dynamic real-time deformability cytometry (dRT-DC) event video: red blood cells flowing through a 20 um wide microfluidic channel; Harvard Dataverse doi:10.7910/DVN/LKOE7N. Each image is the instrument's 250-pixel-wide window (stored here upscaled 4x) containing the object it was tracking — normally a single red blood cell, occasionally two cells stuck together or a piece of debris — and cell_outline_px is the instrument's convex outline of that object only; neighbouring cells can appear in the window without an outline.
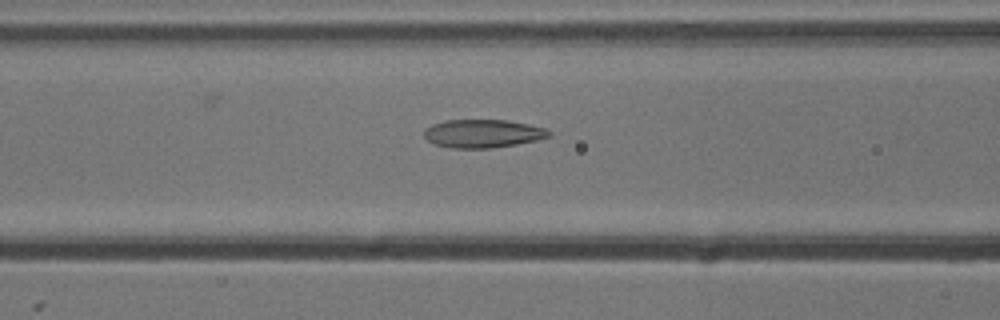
{"species": "common noctule bat (a hibernating species)", "species_latin": "Nyctalus noctula", "temperature_condition": "cold", "stored_images_in_passage": 41, "camera_frame_rate_fps": 3000, "um_per_image_px": 0.085, "animal": {"sex": "male", "body_mass_g": 13.3}, "frame": {"image": 1, "passage_image": 20, "time_ms": 6.333, "image_size_px": [1000, 320], "cell_outline_px": [[552, 136], [536, 140], [516, 144], [492, 148], [452, 148], [432, 144], [424, 136], [424, 128], [432, 124], [444, 120], [508, 120], [548, 128], [552, 132]], "centroid_in_image_um": [41.05, 11.35], "position_along_channel_um": 125.6, "area_um2": 20.81}}
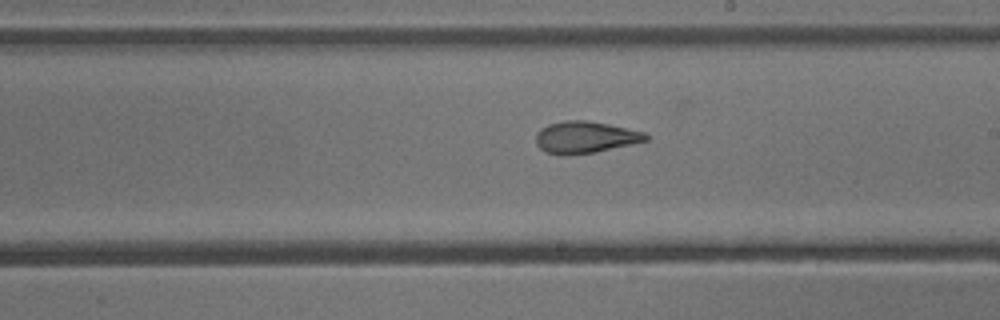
{"frame": {"image": 2, "passage_image": 29, "time_ms": 9.333, "image_size_px": [1000, 320], "cell_outline_px": [[648, 140], [596, 152], [568, 156], [560, 156], [544, 152], [536, 144], [536, 132], [540, 128], [548, 124], [564, 120], [588, 120], [608, 124], [644, 132], [648, 136]], "centroid_in_image_um": [49.68, 11.68], "position_along_channel_um": 239.3, "area_um2": 20.63}}
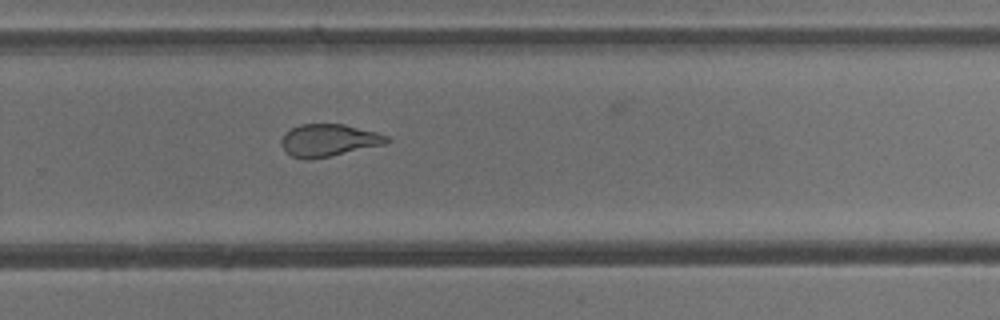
{"frame": {"image": 3, "passage_image": 34, "time_ms": 11.0, "image_size_px": [1000, 320], "cell_outline_px": [[392, 140], [384, 144], [332, 156], [308, 160], [304, 160], [292, 156], [280, 144], [280, 140], [292, 128], [300, 124], [344, 124], [376, 132], [388, 136]], "centroid_in_image_um": [27.95, 11.93], "position_along_channel_um": 301.8, "area_um2": 19.77}}